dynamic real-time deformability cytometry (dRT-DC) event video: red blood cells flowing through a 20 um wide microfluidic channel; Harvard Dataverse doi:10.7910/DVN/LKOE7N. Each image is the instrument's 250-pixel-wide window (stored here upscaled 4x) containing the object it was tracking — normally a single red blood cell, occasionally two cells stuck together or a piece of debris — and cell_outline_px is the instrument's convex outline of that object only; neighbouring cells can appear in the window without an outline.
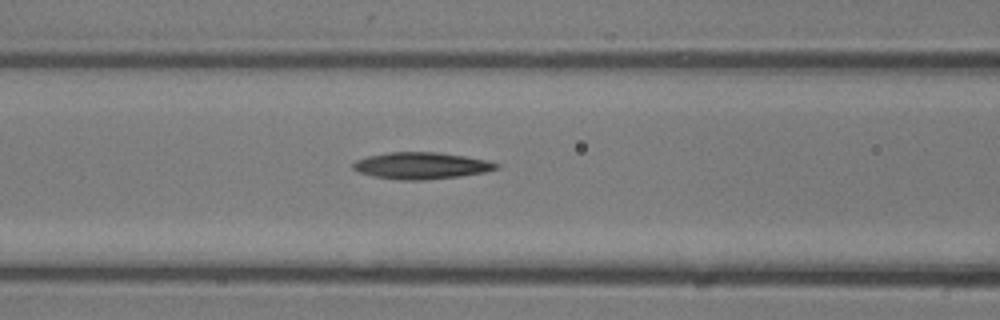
{"species": "common noctule bat (a hibernating species)", "species_latin": "Nyctalus noctula", "temperature_condition": "room temperature", "stored_images_in_passage": 9, "camera_frame_rate_fps": 3000, "um_per_image_px": 0.085, "animal": {"sex": "male", "body_mass_g": 13.3}, "frame": {"image": 1, "passage_image": 6, "time_ms": 1.667, "image_size_px": [1000, 320], "cell_outline_px": [[500, 168], [484, 172], [460, 176], [424, 180], [400, 180], [372, 176], [360, 172], [352, 168], [352, 164], [356, 160], [368, 156], [388, 152], [440, 152], [488, 160], [500, 164]], "centroid_in_image_um": [35.83, 14.08], "position_along_channel_um": 130.8, "area_um2": 22.37}}
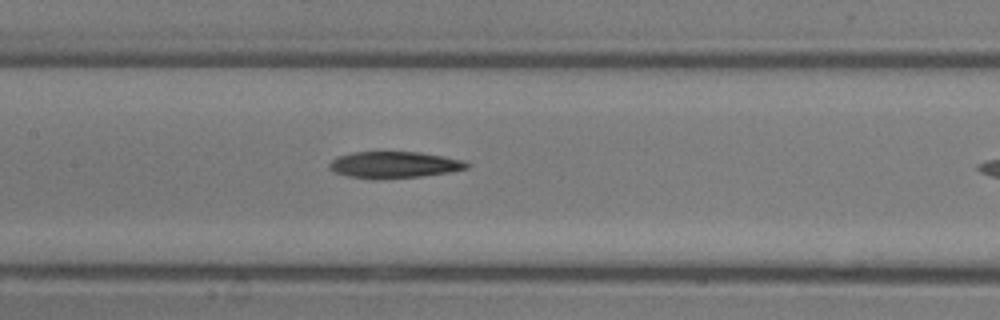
{"frame": {"image": 2, "passage_image": 8, "time_ms": 2.333, "image_size_px": [1000, 320], "cell_outline_px": [[472, 164], [468, 168], [448, 172], [420, 176], [380, 180], [376, 180], [348, 176], [336, 172], [328, 168], [328, 164], [336, 156], [352, 152], [380, 148], [420, 152], [444, 156], [464, 160]], "centroid_in_image_um": [33.46, 13.96], "position_along_channel_um": 173.9, "area_um2": 22.48}}